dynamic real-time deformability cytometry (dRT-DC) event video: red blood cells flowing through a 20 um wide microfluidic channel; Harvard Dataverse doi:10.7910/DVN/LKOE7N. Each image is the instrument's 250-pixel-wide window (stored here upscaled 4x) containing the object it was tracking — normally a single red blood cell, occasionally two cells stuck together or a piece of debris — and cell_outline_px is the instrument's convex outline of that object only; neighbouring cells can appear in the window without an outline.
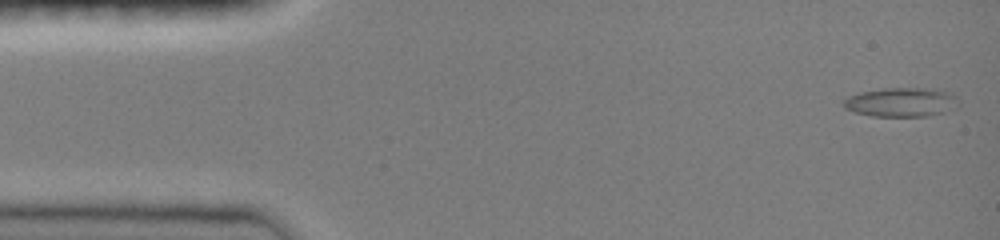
{"species": "common noctule bat (a hibernating species)", "species_latin": "Nyctalus noctula", "temperature_condition": "room temperature", "stored_images_in_passage": 46, "camera_frame_rate_fps": 3000, "um_per_image_px": 0.085, "animal": {"sex": "female", "body_mass_g": 19.0, "forearm_length_mm": 51.5}, "frame": {"image": 1, "passage_image": 1, "time_ms": 0.0, "image_size_px": [1000, 240], "cell_outline_px": [[956, 108], [944, 112], [928, 116], [872, 116], [856, 112], [844, 108], [844, 100], [848, 96], [860, 92], [884, 88], [932, 88], [956, 96]], "centroid_in_image_um": [76.58, 8.68], "position_along_channel_um": 8.4, "area_um2": 19.31}}
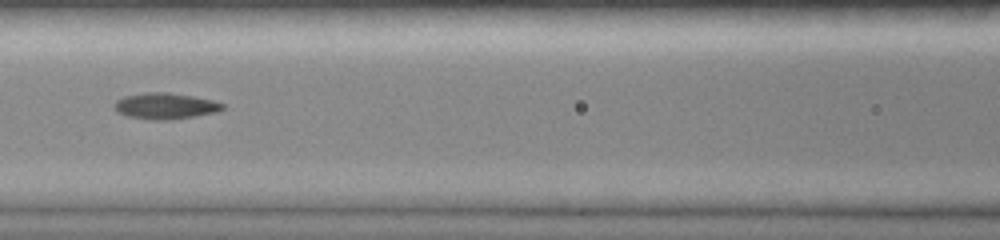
{"frame": {"image": 2, "passage_image": 20, "time_ms": 6.333, "image_size_px": [1000, 240], "cell_outline_px": [[224, 108], [216, 112], [196, 116], [172, 120], [148, 120], [128, 116], [116, 112], [112, 108], [112, 104], [116, 100], [124, 96], [144, 92], [168, 92], [192, 96], [212, 100], [224, 104]], "centroid_in_image_um": [13.99, 9.01], "position_along_channel_um": 152.6, "area_um2": 16.76}}
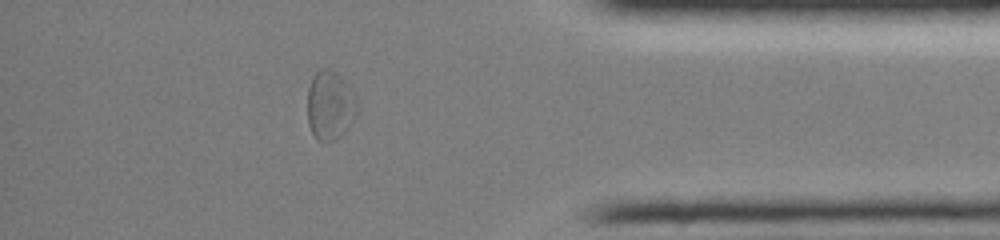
{"frame": {"image": 3, "passage_image": 40, "time_ms": 13.0, "image_size_px": [1000, 240], "cell_outline_px": [[356, 112], [336, 140], [328, 144], [324, 144], [316, 140], [308, 124], [308, 88], [312, 76], [320, 68], [328, 68], [336, 72], [344, 80], [356, 100]], "centroid_in_image_um": [27.99, 8.97], "position_along_channel_um": 407.2, "area_um2": 19.71}, "authors_computed_cell_mechanics": {"area_um2": 16.6464, "velocity_mm_per_s": 4.0684, "shape_relaxation_time_tau1_ms": 4.5912, "shape_relaxation_time_tau2_ms": 7.8668, "deformation_change_tau1": 0.1624, "deformation_change_tau2": 0.1333}}